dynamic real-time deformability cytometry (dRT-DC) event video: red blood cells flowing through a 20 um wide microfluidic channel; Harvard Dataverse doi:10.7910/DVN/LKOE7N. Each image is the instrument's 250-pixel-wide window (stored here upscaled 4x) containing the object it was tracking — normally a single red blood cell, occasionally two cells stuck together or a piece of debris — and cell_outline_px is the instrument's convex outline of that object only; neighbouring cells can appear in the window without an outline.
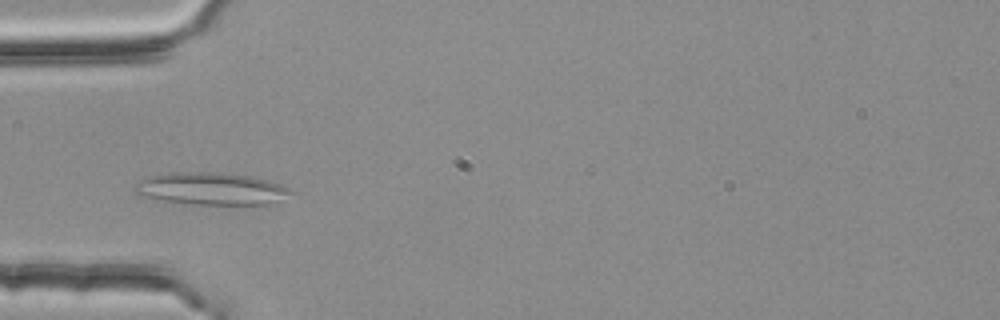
{"species": "common noctule bat (a hibernating species)", "species_latin": "Nyctalus noctula", "temperature_condition": "room temperature", "stored_images_in_passage": 4, "camera_frame_rate_fps": 3000, "um_per_image_px": 0.085, "animal": {"sex": "female", "body_mass_g": 25.1}, "frame": {"image": 1, "passage_image": 3, "time_ms": 0.667, "image_size_px": [1000, 320], "cell_outline_px": [[296, 192], [268, 204], [192, 204], [156, 200], [136, 196], [132, 192], [132, 184], [144, 176], [168, 172], [216, 172], [248, 176], [268, 180], [280, 184]], "centroid_in_image_um": [17.77, 16.03], "position_along_channel_um": 67.2, "area_um2": 29.94}}